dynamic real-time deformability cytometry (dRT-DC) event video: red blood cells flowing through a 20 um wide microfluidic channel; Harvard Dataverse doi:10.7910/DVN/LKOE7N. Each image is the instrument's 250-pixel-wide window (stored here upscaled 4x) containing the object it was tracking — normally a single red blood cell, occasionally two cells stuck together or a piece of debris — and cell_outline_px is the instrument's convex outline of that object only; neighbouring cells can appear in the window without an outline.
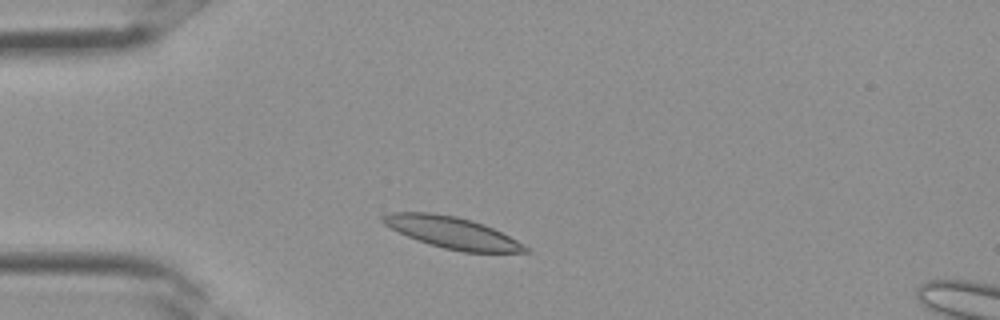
{"species": "Egyptian fruit bat (a non-hibernating species)", "species_latin": "Rousettus aegyptiacus", "temperature_condition": "room temperature", "stored_images_in_passage": 1, "camera_frame_rate_fps": 3000, "um_per_image_px": 0.085, "frame": {"image": 1, "passage_image": 1, "time_ms": 0.0, "image_size_px": [1000, 320], "cell_outline_px": [[532, 252], [464, 252], [444, 248], [428, 244], [408, 236], [384, 224], [380, 220], [380, 216], [392, 212], [432, 212], [456, 216], [472, 220], [484, 224], [524, 244]], "centroid_in_image_um": [38.42, 19.76], "position_along_channel_um": 46.6, "area_um2": 26.01}}